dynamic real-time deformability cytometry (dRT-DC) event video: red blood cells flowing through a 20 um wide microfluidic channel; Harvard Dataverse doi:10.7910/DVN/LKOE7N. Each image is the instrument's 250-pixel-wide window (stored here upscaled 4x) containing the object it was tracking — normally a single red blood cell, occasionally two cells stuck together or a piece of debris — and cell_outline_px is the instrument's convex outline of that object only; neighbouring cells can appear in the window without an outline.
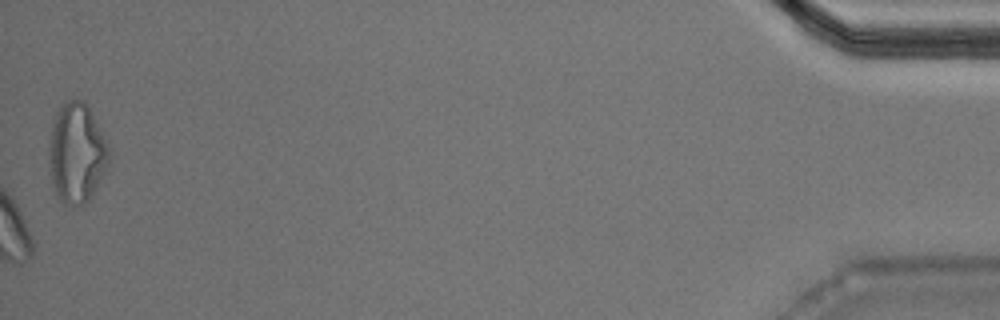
{"species": "Egyptian fruit bat (a non-hibernating species)", "species_latin": "Rousettus aegyptiacus", "temperature_condition": "warm", "stored_images_in_passage": 39, "camera_frame_rate_fps": 3000, "um_per_image_px": 0.085, "animal": {"sex": "male"}, "frame": {"image": 1, "passage_image": 39, "time_ms": 12.667, "image_size_px": [1000, 320], "cell_outline_px": [[108, 160], [92, 196], [84, 204], [64, 204], [56, 196], [52, 184], [48, 164], [48, 144], [52, 116], [60, 104], [68, 100], [84, 100], [108, 144]], "centroid_in_image_um": [6.44, 12.98], "position_along_channel_um": 428.8, "area_um2": 34.97}}